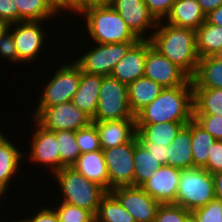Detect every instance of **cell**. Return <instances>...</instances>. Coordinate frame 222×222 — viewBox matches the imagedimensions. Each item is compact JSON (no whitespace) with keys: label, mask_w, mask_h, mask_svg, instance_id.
<instances>
[{"label":"cell","mask_w":222,"mask_h":222,"mask_svg":"<svg viewBox=\"0 0 222 222\" xmlns=\"http://www.w3.org/2000/svg\"><path fill=\"white\" fill-rule=\"evenodd\" d=\"M152 46L190 78L194 75L199 57L196 50V31L158 21L150 38Z\"/></svg>","instance_id":"obj_1"},{"label":"cell","mask_w":222,"mask_h":222,"mask_svg":"<svg viewBox=\"0 0 222 222\" xmlns=\"http://www.w3.org/2000/svg\"><path fill=\"white\" fill-rule=\"evenodd\" d=\"M135 118L136 124L189 122L193 118V85L164 88Z\"/></svg>","instance_id":"obj_2"},{"label":"cell","mask_w":222,"mask_h":222,"mask_svg":"<svg viewBox=\"0 0 222 222\" xmlns=\"http://www.w3.org/2000/svg\"><path fill=\"white\" fill-rule=\"evenodd\" d=\"M80 18L85 21V33L88 31L89 37L92 38L90 41L94 43H136L139 40L111 6L88 8Z\"/></svg>","instance_id":"obj_3"},{"label":"cell","mask_w":222,"mask_h":222,"mask_svg":"<svg viewBox=\"0 0 222 222\" xmlns=\"http://www.w3.org/2000/svg\"><path fill=\"white\" fill-rule=\"evenodd\" d=\"M59 187L61 201L78 206L96 215L100 201L107 191L97 183L88 180L73 167H63L51 175Z\"/></svg>","instance_id":"obj_4"},{"label":"cell","mask_w":222,"mask_h":222,"mask_svg":"<svg viewBox=\"0 0 222 222\" xmlns=\"http://www.w3.org/2000/svg\"><path fill=\"white\" fill-rule=\"evenodd\" d=\"M215 199L213 175L204 168L180 169L176 204L192 212Z\"/></svg>","instance_id":"obj_5"},{"label":"cell","mask_w":222,"mask_h":222,"mask_svg":"<svg viewBox=\"0 0 222 222\" xmlns=\"http://www.w3.org/2000/svg\"><path fill=\"white\" fill-rule=\"evenodd\" d=\"M58 69L54 70V75L48 78L42 95L37 100V105L34 108H47L50 106L60 105L62 103L70 102L76 93L81 79V68L72 61L67 64H62Z\"/></svg>","instance_id":"obj_6"},{"label":"cell","mask_w":222,"mask_h":222,"mask_svg":"<svg viewBox=\"0 0 222 222\" xmlns=\"http://www.w3.org/2000/svg\"><path fill=\"white\" fill-rule=\"evenodd\" d=\"M136 119L128 102L127 85L112 76H103L98 106L92 121Z\"/></svg>","instance_id":"obj_7"},{"label":"cell","mask_w":222,"mask_h":222,"mask_svg":"<svg viewBox=\"0 0 222 222\" xmlns=\"http://www.w3.org/2000/svg\"><path fill=\"white\" fill-rule=\"evenodd\" d=\"M43 128L55 132L77 131L88 126L92 119L71 101L47 108H35L31 116Z\"/></svg>","instance_id":"obj_8"},{"label":"cell","mask_w":222,"mask_h":222,"mask_svg":"<svg viewBox=\"0 0 222 222\" xmlns=\"http://www.w3.org/2000/svg\"><path fill=\"white\" fill-rule=\"evenodd\" d=\"M89 51L73 59L85 73L110 76L114 66L124 58L134 43L99 44L93 43ZM76 60V61H75Z\"/></svg>","instance_id":"obj_9"},{"label":"cell","mask_w":222,"mask_h":222,"mask_svg":"<svg viewBox=\"0 0 222 222\" xmlns=\"http://www.w3.org/2000/svg\"><path fill=\"white\" fill-rule=\"evenodd\" d=\"M45 21H20L7 26L12 33L18 51V63H31L44 51L47 35L43 24ZM45 41V42H44ZM43 49V50H42Z\"/></svg>","instance_id":"obj_10"},{"label":"cell","mask_w":222,"mask_h":222,"mask_svg":"<svg viewBox=\"0 0 222 222\" xmlns=\"http://www.w3.org/2000/svg\"><path fill=\"white\" fill-rule=\"evenodd\" d=\"M109 177V192L116 187L134 186V138L129 143L102 149Z\"/></svg>","instance_id":"obj_11"},{"label":"cell","mask_w":222,"mask_h":222,"mask_svg":"<svg viewBox=\"0 0 222 222\" xmlns=\"http://www.w3.org/2000/svg\"><path fill=\"white\" fill-rule=\"evenodd\" d=\"M144 77L155 81L163 88L192 85L190 77L158 52L150 40H147Z\"/></svg>","instance_id":"obj_12"},{"label":"cell","mask_w":222,"mask_h":222,"mask_svg":"<svg viewBox=\"0 0 222 222\" xmlns=\"http://www.w3.org/2000/svg\"><path fill=\"white\" fill-rule=\"evenodd\" d=\"M110 6L120 14L139 40H150L158 21L149 12L143 0H112Z\"/></svg>","instance_id":"obj_13"},{"label":"cell","mask_w":222,"mask_h":222,"mask_svg":"<svg viewBox=\"0 0 222 222\" xmlns=\"http://www.w3.org/2000/svg\"><path fill=\"white\" fill-rule=\"evenodd\" d=\"M34 132L32 134L31 146L27 159L29 162L43 165L49 169L50 175L60 170V154L58 148V140L55 132L49 131L39 125L34 119ZM29 156V157H28Z\"/></svg>","instance_id":"obj_14"},{"label":"cell","mask_w":222,"mask_h":222,"mask_svg":"<svg viewBox=\"0 0 222 222\" xmlns=\"http://www.w3.org/2000/svg\"><path fill=\"white\" fill-rule=\"evenodd\" d=\"M136 222H154L160 203L141 187H116L110 191Z\"/></svg>","instance_id":"obj_15"},{"label":"cell","mask_w":222,"mask_h":222,"mask_svg":"<svg viewBox=\"0 0 222 222\" xmlns=\"http://www.w3.org/2000/svg\"><path fill=\"white\" fill-rule=\"evenodd\" d=\"M179 179L180 169L162 165L156 170V174L140 187L160 204H176Z\"/></svg>","instance_id":"obj_16"},{"label":"cell","mask_w":222,"mask_h":222,"mask_svg":"<svg viewBox=\"0 0 222 222\" xmlns=\"http://www.w3.org/2000/svg\"><path fill=\"white\" fill-rule=\"evenodd\" d=\"M146 53L147 40H138L129 48L124 58L114 66L110 76L126 85L144 77Z\"/></svg>","instance_id":"obj_17"},{"label":"cell","mask_w":222,"mask_h":222,"mask_svg":"<svg viewBox=\"0 0 222 222\" xmlns=\"http://www.w3.org/2000/svg\"><path fill=\"white\" fill-rule=\"evenodd\" d=\"M0 131V199L5 198L12 179L18 174L22 166V159L26 156L21 152L17 144L9 140V137ZM4 194V195H3Z\"/></svg>","instance_id":"obj_18"},{"label":"cell","mask_w":222,"mask_h":222,"mask_svg":"<svg viewBox=\"0 0 222 222\" xmlns=\"http://www.w3.org/2000/svg\"><path fill=\"white\" fill-rule=\"evenodd\" d=\"M92 122L96 125L102 149L129 143L136 136V119Z\"/></svg>","instance_id":"obj_19"},{"label":"cell","mask_w":222,"mask_h":222,"mask_svg":"<svg viewBox=\"0 0 222 222\" xmlns=\"http://www.w3.org/2000/svg\"><path fill=\"white\" fill-rule=\"evenodd\" d=\"M205 20L206 15L197 0H176L164 22L196 31Z\"/></svg>","instance_id":"obj_20"},{"label":"cell","mask_w":222,"mask_h":222,"mask_svg":"<svg viewBox=\"0 0 222 222\" xmlns=\"http://www.w3.org/2000/svg\"><path fill=\"white\" fill-rule=\"evenodd\" d=\"M102 75L89 74L82 71L78 89L71 102L86 113L91 119L95 117L98 106Z\"/></svg>","instance_id":"obj_21"},{"label":"cell","mask_w":222,"mask_h":222,"mask_svg":"<svg viewBox=\"0 0 222 222\" xmlns=\"http://www.w3.org/2000/svg\"><path fill=\"white\" fill-rule=\"evenodd\" d=\"M71 167L109 192V177L102 150L81 154Z\"/></svg>","instance_id":"obj_22"},{"label":"cell","mask_w":222,"mask_h":222,"mask_svg":"<svg viewBox=\"0 0 222 222\" xmlns=\"http://www.w3.org/2000/svg\"><path fill=\"white\" fill-rule=\"evenodd\" d=\"M191 120L184 125L174 141L168 145L167 165L178 169L193 168V156L191 150Z\"/></svg>","instance_id":"obj_23"},{"label":"cell","mask_w":222,"mask_h":222,"mask_svg":"<svg viewBox=\"0 0 222 222\" xmlns=\"http://www.w3.org/2000/svg\"><path fill=\"white\" fill-rule=\"evenodd\" d=\"M163 89L161 85L146 77L138 78L136 81L128 84V102L134 116L153 102Z\"/></svg>","instance_id":"obj_24"},{"label":"cell","mask_w":222,"mask_h":222,"mask_svg":"<svg viewBox=\"0 0 222 222\" xmlns=\"http://www.w3.org/2000/svg\"><path fill=\"white\" fill-rule=\"evenodd\" d=\"M188 122H163L136 124L138 142H154L156 145H170L180 129Z\"/></svg>","instance_id":"obj_25"},{"label":"cell","mask_w":222,"mask_h":222,"mask_svg":"<svg viewBox=\"0 0 222 222\" xmlns=\"http://www.w3.org/2000/svg\"><path fill=\"white\" fill-rule=\"evenodd\" d=\"M190 79L193 89H222V61L214 56L199 58L196 71Z\"/></svg>","instance_id":"obj_26"},{"label":"cell","mask_w":222,"mask_h":222,"mask_svg":"<svg viewBox=\"0 0 222 222\" xmlns=\"http://www.w3.org/2000/svg\"><path fill=\"white\" fill-rule=\"evenodd\" d=\"M222 47V27L207 20L196 30V50L199 58L214 56Z\"/></svg>","instance_id":"obj_27"},{"label":"cell","mask_w":222,"mask_h":222,"mask_svg":"<svg viewBox=\"0 0 222 222\" xmlns=\"http://www.w3.org/2000/svg\"><path fill=\"white\" fill-rule=\"evenodd\" d=\"M134 187H140L156 174L162 164L155 159L134 137Z\"/></svg>","instance_id":"obj_28"},{"label":"cell","mask_w":222,"mask_h":222,"mask_svg":"<svg viewBox=\"0 0 222 222\" xmlns=\"http://www.w3.org/2000/svg\"><path fill=\"white\" fill-rule=\"evenodd\" d=\"M191 141L193 167L204 168L209 158V147L215 143L216 139L192 118Z\"/></svg>","instance_id":"obj_29"},{"label":"cell","mask_w":222,"mask_h":222,"mask_svg":"<svg viewBox=\"0 0 222 222\" xmlns=\"http://www.w3.org/2000/svg\"><path fill=\"white\" fill-rule=\"evenodd\" d=\"M193 115L222 116V89H193Z\"/></svg>","instance_id":"obj_30"},{"label":"cell","mask_w":222,"mask_h":222,"mask_svg":"<svg viewBox=\"0 0 222 222\" xmlns=\"http://www.w3.org/2000/svg\"><path fill=\"white\" fill-rule=\"evenodd\" d=\"M96 222H136L118 199L107 192L101 199L96 214Z\"/></svg>","instance_id":"obj_31"},{"label":"cell","mask_w":222,"mask_h":222,"mask_svg":"<svg viewBox=\"0 0 222 222\" xmlns=\"http://www.w3.org/2000/svg\"><path fill=\"white\" fill-rule=\"evenodd\" d=\"M18 7V22L48 21L56 17L53 9L44 0H14Z\"/></svg>","instance_id":"obj_32"},{"label":"cell","mask_w":222,"mask_h":222,"mask_svg":"<svg viewBox=\"0 0 222 222\" xmlns=\"http://www.w3.org/2000/svg\"><path fill=\"white\" fill-rule=\"evenodd\" d=\"M60 154V169L71 167L81 155V150L76 143V132L69 130L55 131Z\"/></svg>","instance_id":"obj_33"},{"label":"cell","mask_w":222,"mask_h":222,"mask_svg":"<svg viewBox=\"0 0 222 222\" xmlns=\"http://www.w3.org/2000/svg\"><path fill=\"white\" fill-rule=\"evenodd\" d=\"M53 207L57 213L59 222H96V215L88 210L73 206L65 202H55Z\"/></svg>","instance_id":"obj_34"},{"label":"cell","mask_w":222,"mask_h":222,"mask_svg":"<svg viewBox=\"0 0 222 222\" xmlns=\"http://www.w3.org/2000/svg\"><path fill=\"white\" fill-rule=\"evenodd\" d=\"M76 143L81 154L102 150L96 125L93 122L76 131Z\"/></svg>","instance_id":"obj_35"},{"label":"cell","mask_w":222,"mask_h":222,"mask_svg":"<svg viewBox=\"0 0 222 222\" xmlns=\"http://www.w3.org/2000/svg\"><path fill=\"white\" fill-rule=\"evenodd\" d=\"M190 211L174 203L160 204L154 222H184Z\"/></svg>","instance_id":"obj_36"},{"label":"cell","mask_w":222,"mask_h":222,"mask_svg":"<svg viewBox=\"0 0 222 222\" xmlns=\"http://www.w3.org/2000/svg\"><path fill=\"white\" fill-rule=\"evenodd\" d=\"M197 222H222V201L214 199L191 212Z\"/></svg>","instance_id":"obj_37"},{"label":"cell","mask_w":222,"mask_h":222,"mask_svg":"<svg viewBox=\"0 0 222 222\" xmlns=\"http://www.w3.org/2000/svg\"><path fill=\"white\" fill-rule=\"evenodd\" d=\"M193 119L216 140L222 141V116L193 115Z\"/></svg>","instance_id":"obj_38"},{"label":"cell","mask_w":222,"mask_h":222,"mask_svg":"<svg viewBox=\"0 0 222 222\" xmlns=\"http://www.w3.org/2000/svg\"><path fill=\"white\" fill-rule=\"evenodd\" d=\"M0 57L8 59L11 63H18V51L12 33L6 29L0 36Z\"/></svg>","instance_id":"obj_39"},{"label":"cell","mask_w":222,"mask_h":222,"mask_svg":"<svg viewBox=\"0 0 222 222\" xmlns=\"http://www.w3.org/2000/svg\"><path fill=\"white\" fill-rule=\"evenodd\" d=\"M209 149V158L204 169L213 175L222 171V141L216 140Z\"/></svg>","instance_id":"obj_40"},{"label":"cell","mask_w":222,"mask_h":222,"mask_svg":"<svg viewBox=\"0 0 222 222\" xmlns=\"http://www.w3.org/2000/svg\"><path fill=\"white\" fill-rule=\"evenodd\" d=\"M157 21L164 20L176 0H143Z\"/></svg>","instance_id":"obj_41"},{"label":"cell","mask_w":222,"mask_h":222,"mask_svg":"<svg viewBox=\"0 0 222 222\" xmlns=\"http://www.w3.org/2000/svg\"><path fill=\"white\" fill-rule=\"evenodd\" d=\"M0 22L7 25L18 22V7L14 0H0Z\"/></svg>","instance_id":"obj_42"},{"label":"cell","mask_w":222,"mask_h":222,"mask_svg":"<svg viewBox=\"0 0 222 222\" xmlns=\"http://www.w3.org/2000/svg\"><path fill=\"white\" fill-rule=\"evenodd\" d=\"M68 13V15L71 13H75L77 15L74 16H80L83 13V0H55L54 5V13L56 16H60L64 11Z\"/></svg>","instance_id":"obj_43"},{"label":"cell","mask_w":222,"mask_h":222,"mask_svg":"<svg viewBox=\"0 0 222 222\" xmlns=\"http://www.w3.org/2000/svg\"><path fill=\"white\" fill-rule=\"evenodd\" d=\"M41 208V209H40ZM39 212L36 211L35 214L32 213L31 216L24 218L25 222H59L57 213L53 207L49 208L45 205L40 207Z\"/></svg>","instance_id":"obj_44"},{"label":"cell","mask_w":222,"mask_h":222,"mask_svg":"<svg viewBox=\"0 0 222 222\" xmlns=\"http://www.w3.org/2000/svg\"><path fill=\"white\" fill-rule=\"evenodd\" d=\"M157 161L162 165H167L168 162V146L156 145L154 142H139Z\"/></svg>","instance_id":"obj_45"},{"label":"cell","mask_w":222,"mask_h":222,"mask_svg":"<svg viewBox=\"0 0 222 222\" xmlns=\"http://www.w3.org/2000/svg\"><path fill=\"white\" fill-rule=\"evenodd\" d=\"M205 15L222 5V0H197Z\"/></svg>","instance_id":"obj_46"},{"label":"cell","mask_w":222,"mask_h":222,"mask_svg":"<svg viewBox=\"0 0 222 222\" xmlns=\"http://www.w3.org/2000/svg\"><path fill=\"white\" fill-rule=\"evenodd\" d=\"M206 20L213 25L222 27V5L207 14Z\"/></svg>","instance_id":"obj_47"},{"label":"cell","mask_w":222,"mask_h":222,"mask_svg":"<svg viewBox=\"0 0 222 222\" xmlns=\"http://www.w3.org/2000/svg\"><path fill=\"white\" fill-rule=\"evenodd\" d=\"M215 198L222 201V171L213 174Z\"/></svg>","instance_id":"obj_48"},{"label":"cell","mask_w":222,"mask_h":222,"mask_svg":"<svg viewBox=\"0 0 222 222\" xmlns=\"http://www.w3.org/2000/svg\"><path fill=\"white\" fill-rule=\"evenodd\" d=\"M112 0H83V12L91 7L110 6Z\"/></svg>","instance_id":"obj_49"},{"label":"cell","mask_w":222,"mask_h":222,"mask_svg":"<svg viewBox=\"0 0 222 222\" xmlns=\"http://www.w3.org/2000/svg\"><path fill=\"white\" fill-rule=\"evenodd\" d=\"M7 24L0 22V36L3 34V32L7 29Z\"/></svg>","instance_id":"obj_50"},{"label":"cell","mask_w":222,"mask_h":222,"mask_svg":"<svg viewBox=\"0 0 222 222\" xmlns=\"http://www.w3.org/2000/svg\"><path fill=\"white\" fill-rule=\"evenodd\" d=\"M215 58L222 61V47L219 49V51L214 55Z\"/></svg>","instance_id":"obj_51"},{"label":"cell","mask_w":222,"mask_h":222,"mask_svg":"<svg viewBox=\"0 0 222 222\" xmlns=\"http://www.w3.org/2000/svg\"><path fill=\"white\" fill-rule=\"evenodd\" d=\"M54 11L55 0H44Z\"/></svg>","instance_id":"obj_52"},{"label":"cell","mask_w":222,"mask_h":222,"mask_svg":"<svg viewBox=\"0 0 222 222\" xmlns=\"http://www.w3.org/2000/svg\"><path fill=\"white\" fill-rule=\"evenodd\" d=\"M184 222H197L195 218L190 214Z\"/></svg>","instance_id":"obj_53"},{"label":"cell","mask_w":222,"mask_h":222,"mask_svg":"<svg viewBox=\"0 0 222 222\" xmlns=\"http://www.w3.org/2000/svg\"><path fill=\"white\" fill-rule=\"evenodd\" d=\"M16 220H17V221H16ZM16 220H14V221L12 220V222H25L24 219H22V220H20V219H19V220L16 219Z\"/></svg>","instance_id":"obj_54"}]
</instances>
